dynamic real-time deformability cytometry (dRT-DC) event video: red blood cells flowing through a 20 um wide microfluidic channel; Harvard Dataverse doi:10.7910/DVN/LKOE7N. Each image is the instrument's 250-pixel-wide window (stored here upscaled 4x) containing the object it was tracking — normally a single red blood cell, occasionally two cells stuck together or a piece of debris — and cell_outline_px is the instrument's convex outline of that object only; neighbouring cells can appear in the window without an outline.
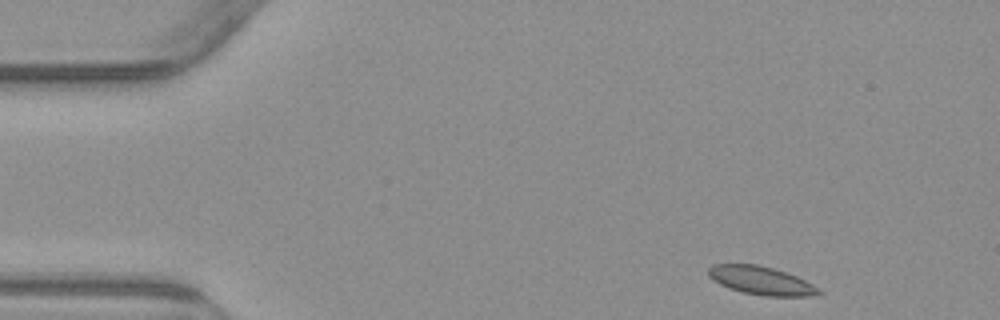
{"species": "common noctule bat (a hibernating species)", "species_latin": "Nyctalus noctula", "temperature_condition": "warm", "stored_images_in_passage": 4, "camera_frame_rate_fps": 3000, "um_per_image_px": 0.085, "animal": {"sex": "male", "body_mass_g": 23.1, "forearm_length_mm": 52.7}, "frame": {"image": 1, "passage_image": 1, "time_ms": 0.0, "image_size_px": [1000, 320], "cell_outline_px": [[824, 292], [820, 296], [764, 296], [744, 292], [728, 288], [712, 280], [708, 276], [708, 268], [712, 264], [756, 264], [772, 268], [796, 276], [812, 284]], "centroid_in_image_um": [64.7, 23.85], "position_along_channel_um": 20.3, "area_um2": 18.26}}
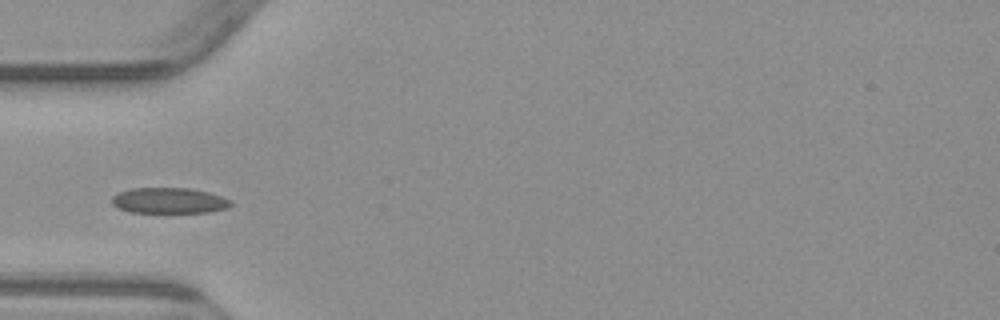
{"frame": {"image": 2, "passage_image": 4, "time_ms": 3.667, "image_size_px": [1000, 320], "cell_outline_px": [[232, 204], [228, 208], [208, 212], [132, 212], [120, 208], [112, 204], [112, 196], [120, 192], [132, 188], [192, 188], [208, 192], [232, 200]], "centroid_in_image_um": [14.4, 17.04], "position_along_channel_um": 70.6, "area_um2": 17.69}}